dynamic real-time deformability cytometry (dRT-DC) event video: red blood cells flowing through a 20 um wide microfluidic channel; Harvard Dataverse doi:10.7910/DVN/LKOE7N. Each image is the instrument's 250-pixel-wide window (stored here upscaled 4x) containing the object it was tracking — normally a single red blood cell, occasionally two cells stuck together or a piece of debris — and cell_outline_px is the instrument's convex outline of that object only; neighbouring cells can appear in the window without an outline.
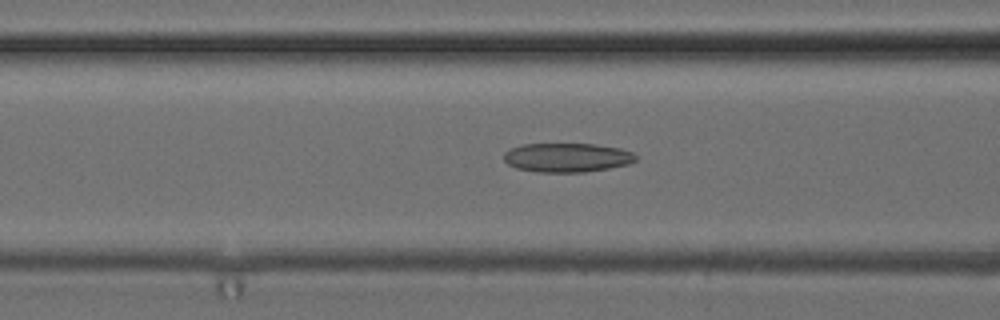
{"species": "common noctule bat (a hibernating species)", "species_latin": "Nyctalus noctula", "temperature_condition": "cold", "stored_images_in_passage": 38, "camera_frame_rate_fps": 3000, "um_per_image_px": 0.085, "animal": {"sex": "female", "body_mass_g": 24.6, "forearm_length_mm": 56.2}, "frame": {"image": 1, "passage_image": 7, "time_ms": 2.0, "image_size_px": [1000, 320], "cell_outline_px": [[636, 160], [628, 164], [608, 168], [584, 172], [540, 172], [516, 168], [508, 164], [504, 160], [504, 152], [512, 148], [524, 144], [596, 144], [620, 148], [632, 152], [636, 156]], "centroid_in_image_um": [48.2, 13.39], "position_along_channel_um": 118.4, "area_um2": 22.25}}
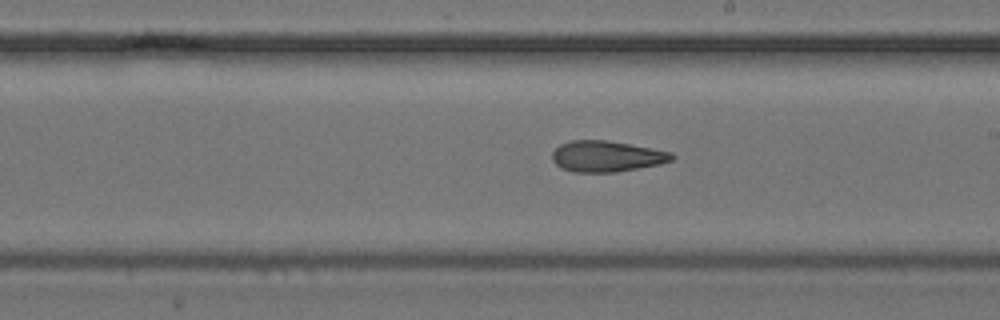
{"frame": {"image": 2, "passage_image": 16, "time_ms": 5.0, "image_size_px": [1000, 320], "cell_outline_px": [[676, 156], [672, 160], [660, 164], [616, 172], [572, 172], [560, 168], [552, 160], [552, 152], [560, 144], [572, 140], [608, 140], [672, 152]], "centroid_in_image_um": [51.55, 13.29], "position_along_channel_um": 237.5, "area_um2": 21.68}}
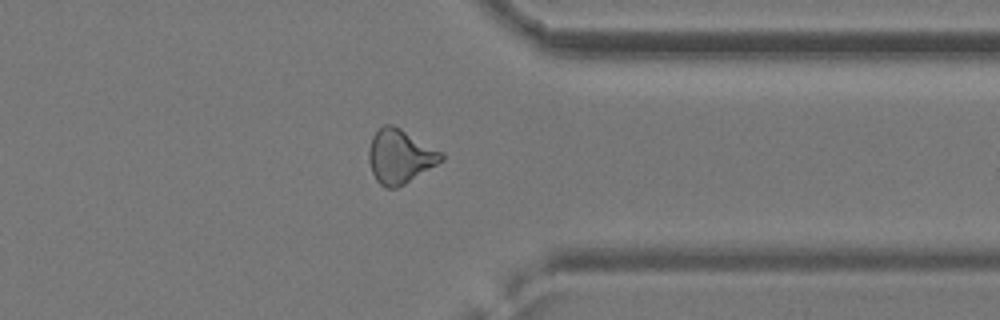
{"frame": {"image": 3, "passage_image": 27, "time_ms": 8.667, "image_size_px": [1000, 320], "cell_outline_px": [[444, 160], [404, 184], [396, 188], [384, 188], [376, 180], [372, 172], [368, 160], [368, 152], [372, 136], [384, 124], [392, 124], [400, 128], [444, 152]], "centroid_in_image_um": [34.0, 13.29], "position_along_channel_um": 377.4, "area_um2": 22.89}, "authors_computed_cell_mechanics": {"area_um2": 21.9929, "velocity_mm_per_s": 3.9767, "shape_relaxation_time_tau1_ms": null, "shape_relaxation_time_tau2_ms": 3.9009, "deformation_change_tau1": null, "deformation_change_tau2": 0.1345}}